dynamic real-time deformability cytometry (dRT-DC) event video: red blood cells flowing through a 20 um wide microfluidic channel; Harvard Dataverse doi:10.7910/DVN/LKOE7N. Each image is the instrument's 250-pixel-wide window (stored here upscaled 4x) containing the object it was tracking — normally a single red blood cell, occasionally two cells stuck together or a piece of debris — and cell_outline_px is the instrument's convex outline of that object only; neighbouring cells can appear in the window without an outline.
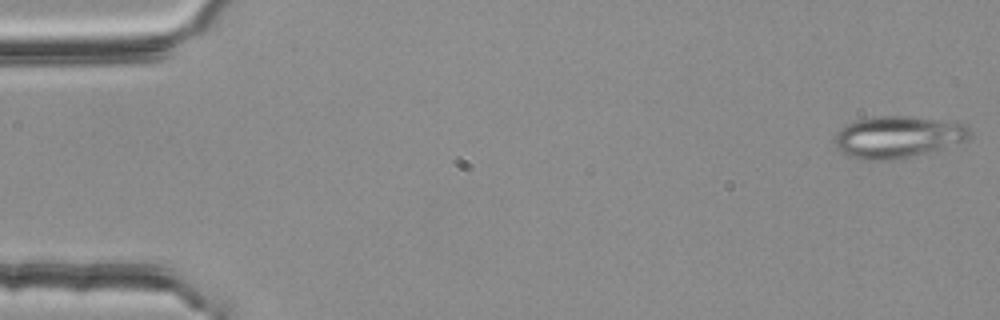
{"species": "common noctule bat (a hibernating species)", "species_latin": "Nyctalus noctula", "temperature_condition": "room temperature", "stored_images_in_passage": 54, "camera_frame_rate_fps": 3000, "um_per_image_px": 0.085, "animal": {"sex": "female", "body_mass_g": 25.1}, "frame": {"image": 1, "passage_image": 1, "time_ms": 0.0, "image_size_px": [1000, 320], "cell_outline_px": [[972, 132], [968, 140], [940, 148], [908, 156], [888, 160], [860, 160], [848, 156], [840, 152], [836, 148], [832, 140], [836, 132], [840, 128], [856, 120], [876, 116], [908, 116], [960, 120]], "centroid_in_image_um": [76.3, 11.61], "position_along_channel_um": 8.7, "area_um2": 33.35}}
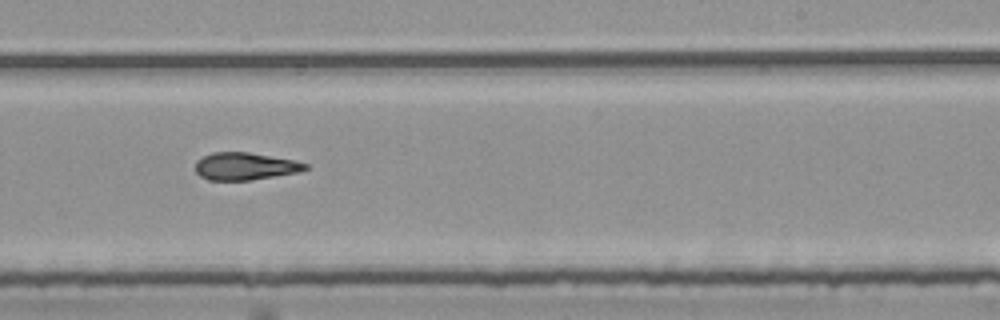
{"frame": {"image": 2, "passage_image": 33, "time_ms": 10.667, "image_size_px": [1000, 320], "cell_outline_px": [[308, 168], [300, 172], [252, 180], [208, 180], [200, 176], [196, 172], [196, 160], [212, 152], [248, 152], [292, 160], [308, 164]], "centroid_in_image_um": [20.82, 14.14], "position_along_channel_um": 268.2, "area_um2": 17.51}}
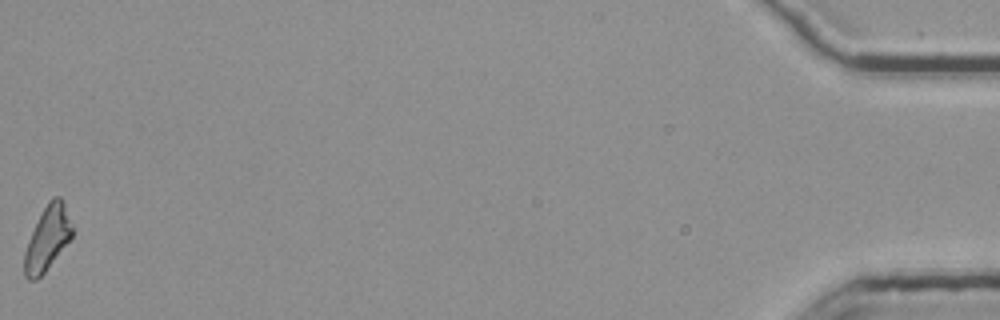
{"frame": {"image": 3, "passage_image": 54, "time_ms": 17.667, "image_size_px": [1000, 320], "cell_outline_px": [[72, 236], [44, 272], [36, 280], [28, 280], [24, 276], [24, 252], [28, 240], [48, 200], [52, 196], [60, 196], [64, 204], [72, 228]], "centroid_in_image_um": [4.0, 20.27], "position_along_channel_um": 431.2, "area_um2": 17.34}, "authors_computed_cell_mechanics": {"area_um2": 18.5249, "velocity_mm_per_s": 3.789, "shape_relaxation_time_tau1_ms": 9.7352, "shape_relaxation_time_tau2_ms": 4.0123, "deformation_change_tau1": 0.2116, "deformation_change_tau2": 0.1359}}